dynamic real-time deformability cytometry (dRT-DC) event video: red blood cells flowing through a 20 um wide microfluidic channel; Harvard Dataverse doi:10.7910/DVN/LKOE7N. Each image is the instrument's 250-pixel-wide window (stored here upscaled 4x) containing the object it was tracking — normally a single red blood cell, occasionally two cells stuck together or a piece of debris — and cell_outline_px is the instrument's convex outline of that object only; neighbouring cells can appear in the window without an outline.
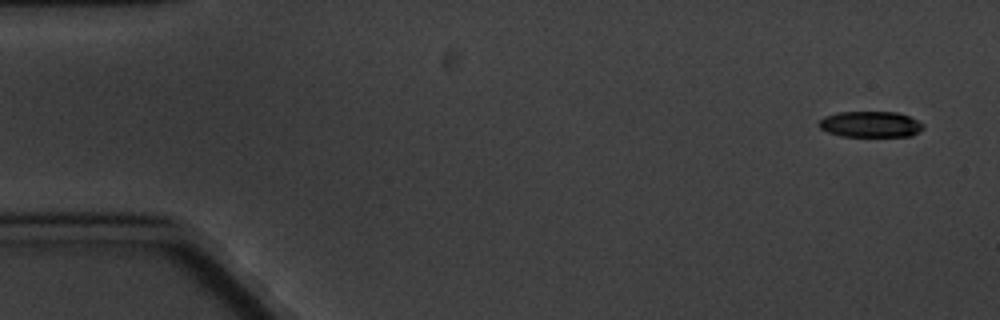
{"species": "common noctule bat (a hibernating species)", "species_latin": "Nyctalus noctula", "temperature_condition": "cold", "stored_images_in_passage": 4, "camera_frame_rate_fps": 3000, "um_per_image_px": 0.085, "animal": {"sex": "male", "body_mass_g": 20.1, "forearm_length_mm": 53.5}, "frame": {"image": 1, "passage_image": 1, "time_ms": 0.0, "image_size_px": [1000, 320], "cell_outline_px": [[924, 128], [912, 136], [840, 136], [828, 132], [820, 128], [816, 124], [824, 116], [840, 112], [896, 112], [908, 116], [924, 124]], "centroid_in_image_um": [73.97, 10.57], "position_along_channel_um": 11.0, "area_um2": 15.78}}
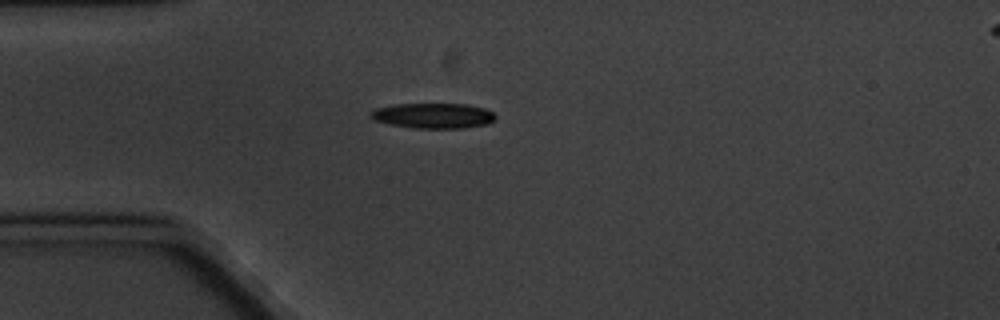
{"frame": {"image": 2, "passage_image": 4, "time_ms": 4.333, "image_size_px": [1000, 320], "cell_outline_px": [[496, 116], [488, 124], [464, 128], [416, 128], [392, 124], [376, 120], [368, 116], [368, 112], [376, 108], [392, 104], [468, 104], [484, 108], [492, 112]], "centroid_in_image_um": [36.81, 9.82], "position_along_channel_um": 48.2, "area_um2": 18.32}}